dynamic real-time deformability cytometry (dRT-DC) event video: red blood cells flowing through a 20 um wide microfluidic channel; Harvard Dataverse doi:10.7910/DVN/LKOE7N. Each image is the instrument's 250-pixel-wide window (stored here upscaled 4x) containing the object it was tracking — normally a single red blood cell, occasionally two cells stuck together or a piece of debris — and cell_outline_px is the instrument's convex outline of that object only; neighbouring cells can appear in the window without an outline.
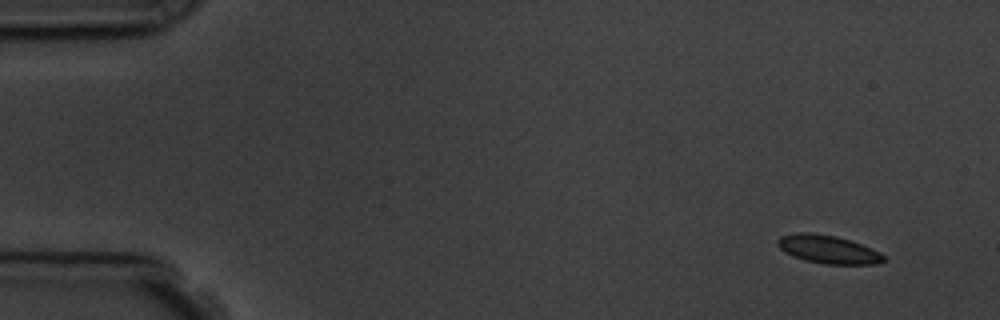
{"species": "common noctule bat (a hibernating species)", "species_latin": "Nyctalus noctula", "temperature_condition": "room temperature", "stored_images_in_passage": 7, "camera_frame_rate_fps": 3000, "um_per_image_px": 0.085, "animal": {"sex": "male", "body_mass_g": 19.5, "forearm_length_mm": 54.6}, "frame": {"image": 1, "passage_image": 1, "time_ms": 0.0, "image_size_px": [1000, 320], "cell_outline_px": [[884, 260], [876, 264], [824, 264], [804, 260], [792, 256], [784, 252], [776, 244], [776, 240], [780, 236], [796, 232], [812, 232], [836, 236], [860, 244], [880, 252], [884, 256]], "centroid_in_image_um": [70.32, 21.19], "position_along_channel_um": 14.7, "area_um2": 17.46}}
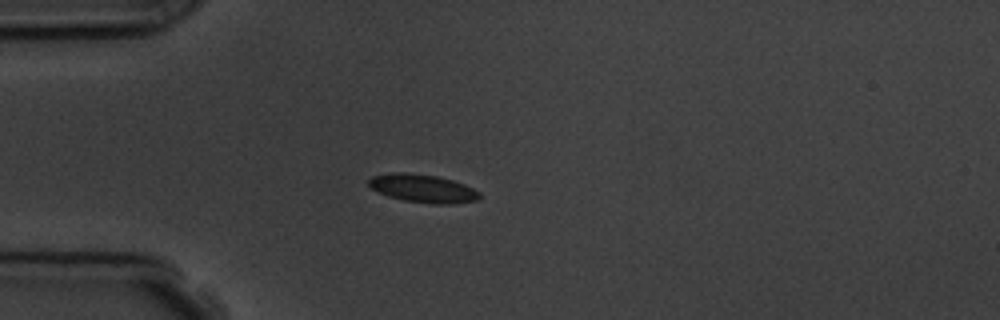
{"frame": {"image": 2, "passage_image": 4, "time_ms": 3.667, "image_size_px": [1000, 320], "cell_outline_px": [[480, 196], [476, 200], [452, 204], [432, 204], [404, 200], [388, 196], [372, 188], [368, 184], [368, 180], [372, 176], [392, 172], [404, 172], [436, 176], [452, 180], [464, 184], [480, 192]], "centroid_in_image_um": [35.93, 16.01], "position_along_channel_um": 49.1, "area_um2": 18.03}}